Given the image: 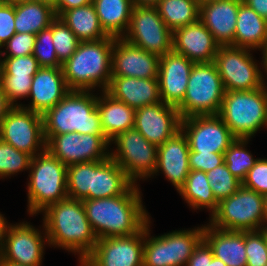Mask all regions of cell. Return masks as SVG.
<instances>
[{
	"label": "cell",
	"instance_id": "obj_45",
	"mask_svg": "<svg viewBox=\"0 0 267 266\" xmlns=\"http://www.w3.org/2000/svg\"><path fill=\"white\" fill-rule=\"evenodd\" d=\"M242 185L263 196L267 195V158H259L256 161L242 181Z\"/></svg>",
	"mask_w": 267,
	"mask_h": 266
},
{
	"label": "cell",
	"instance_id": "obj_13",
	"mask_svg": "<svg viewBox=\"0 0 267 266\" xmlns=\"http://www.w3.org/2000/svg\"><path fill=\"white\" fill-rule=\"evenodd\" d=\"M0 140L32 157L43 152L46 149L43 115L13 106L0 126Z\"/></svg>",
	"mask_w": 267,
	"mask_h": 266
},
{
	"label": "cell",
	"instance_id": "obj_31",
	"mask_svg": "<svg viewBox=\"0 0 267 266\" xmlns=\"http://www.w3.org/2000/svg\"><path fill=\"white\" fill-rule=\"evenodd\" d=\"M96 14L104 31L116 38L126 33L133 3L131 0H92Z\"/></svg>",
	"mask_w": 267,
	"mask_h": 266
},
{
	"label": "cell",
	"instance_id": "obj_22",
	"mask_svg": "<svg viewBox=\"0 0 267 266\" xmlns=\"http://www.w3.org/2000/svg\"><path fill=\"white\" fill-rule=\"evenodd\" d=\"M189 152L187 137L180 130L158 146L157 164L152 176L162 171L165 178L174 185L178 192L190 173Z\"/></svg>",
	"mask_w": 267,
	"mask_h": 266
},
{
	"label": "cell",
	"instance_id": "obj_29",
	"mask_svg": "<svg viewBox=\"0 0 267 266\" xmlns=\"http://www.w3.org/2000/svg\"><path fill=\"white\" fill-rule=\"evenodd\" d=\"M234 46L250 50L267 48V21L245 3L239 5Z\"/></svg>",
	"mask_w": 267,
	"mask_h": 266
},
{
	"label": "cell",
	"instance_id": "obj_59",
	"mask_svg": "<svg viewBox=\"0 0 267 266\" xmlns=\"http://www.w3.org/2000/svg\"><path fill=\"white\" fill-rule=\"evenodd\" d=\"M265 223H267V195L264 196Z\"/></svg>",
	"mask_w": 267,
	"mask_h": 266
},
{
	"label": "cell",
	"instance_id": "obj_34",
	"mask_svg": "<svg viewBox=\"0 0 267 266\" xmlns=\"http://www.w3.org/2000/svg\"><path fill=\"white\" fill-rule=\"evenodd\" d=\"M156 7L172 32L199 20L200 5L197 0H160Z\"/></svg>",
	"mask_w": 267,
	"mask_h": 266
},
{
	"label": "cell",
	"instance_id": "obj_38",
	"mask_svg": "<svg viewBox=\"0 0 267 266\" xmlns=\"http://www.w3.org/2000/svg\"><path fill=\"white\" fill-rule=\"evenodd\" d=\"M58 60L63 64L77 50L81 42L69 27L58 17L49 26Z\"/></svg>",
	"mask_w": 267,
	"mask_h": 266
},
{
	"label": "cell",
	"instance_id": "obj_51",
	"mask_svg": "<svg viewBox=\"0 0 267 266\" xmlns=\"http://www.w3.org/2000/svg\"><path fill=\"white\" fill-rule=\"evenodd\" d=\"M13 107V105L8 100L7 95L3 89V85L0 81V126L2 121L5 119L8 111Z\"/></svg>",
	"mask_w": 267,
	"mask_h": 266
},
{
	"label": "cell",
	"instance_id": "obj_43",
	"mask_svg": "<svg viewBox=\"0 0 267 266\" xmlns=\"http://www.w3.org/2000/svg\"><path fill=\"white\" fill-rule=\"evenodd\" d=\"M0 81L10 103L13 106H21L22 104H18L16 101L25 97H29L33 77L0 75Z\"/></svg>",
	"mask_w": 267,
	"mask_h": 266
},
{
	"label": "cell",
	"instance_id": "obj_23",
	"mask_svg": "<svg viewBox=\"0 0 267 266\" xmlns=\"http://www.w3.org/2000/svg\"><path fill=\"white\" fill-rule=\"evenodd\" d=\"M70 91L67 87L62 68L40 67L33 76L29 92L31 103L25 107L35 113L44 115L61 101Z\"/></svg>",
	"mask_w": 267,
	"mask_h": 266
},
{
	"label": "cell",
	"instance_id": "obj_21",
	"mask_svg": "<svg viewBox=\"0 0 267 266\" xmlns=\"http://www.w3.org/2000/svg\"><path fill=\"white\" fill-rule=\"evenodd\" d=\"M220 44L198 20L173 32V51L194 63L214 62Z\"/></svg>",
	"mask_w": 267,
	"mask_h": 266
},
{
	"label": "cell",
	"instance_id": "obj_25",
	"mask_svg": "<svg viewBox=\"0 0 267 266\" xmlns=\"http://www.w3.org/2000/svg\"><path fill=\"white\" fill-rule=\"evenodd\" d=\"M106 92L135 110L161 102L158 78L111 77Z\"/></svg>",
	"mask_w": 267,
	"mask_h": 266
},
{
	"label": "cell",
	"instance_id": "obj_32",
	"mask_svg": "<svg viewBox=\"0 0 267 266\" xmlns=\"http://www.w3.org/2000/svg\"><path fill=\"white\" fill-rule=\"evenodd\" d=\"M56 18L55 10L50 5L33 0L15 3L16 33L36 35L48 28Z\"/></svg>",
	"mask_w": 267,
	"mask_h": 266
},
{
	"label": "cell",
	"instance_id": "obj_26",
	"mask_svg": "<svg viewBox=\"0 0 267 266\" xmlns=\"http://www.w3.org/2000/svg\"><path fill=\"white\" fill-rule=\"evenodd\" d=\"M203 240L211 248L213 256L227 266H247L245 231H226L207 224Z\"/></svg>",
	"mask_w": 267,
	"mask_h": 266
},
{
	"label": "cell",
	"instance_id": "obj_41",
	"mask_svg": "<svg viewBox=\"0 0 267 266\" xmlns=\"http://www.w3.org/2000/svg\"><path fill=\"white\" fill-rule=\"evenodd\" d=\"M40 66L33 56L6 57L0 60V75L33 77Z\"/></svg>",
	"mask_w": 267,
	"mask_h": 266
},
{
	"label": "cell",
	"instance_id": "obj_6",
	"mask_svg": "<svg viewBox=\"0 0 267 266\" xmlns=\"http://www.w3.org/2000/svg\"><path fill=\"white\" fill-rule=\"evenodd\" d=\"M218 115L236 138H252L261 127L267 128V85L255 90L225 91Z\"/></svg>",
	"mask_w": 267,
	"mask_h": 266
},
{
	"label": "cell",
	"instance_id": "obj_8",
	"mask_svg": "<svg viewBox=\"0 0 267 266\" xmlns=\"http://www.w3.org/2000/svg\"><path fill=\"white\" fill-rule=\"evenodd\" d=\"M150 218L144 226L143 266H186L203 240L204 226L150 237Z\"/></svg>",
	"mask_w": 267,
	"mask_h": 266
},
{
	"label": "cell",
	"instance_id": "obj_46",
	"mask_svg": "<svg viewBox=\"0 0 267 266\" xmlns=\"http://www.w3.org/2000/svg\"><path fill=\"white\" fill-rule=\"evenodd\" d=\"M16 33L15 4H0V48Z\"/></svg>",
	"mask_w": 267,
	"mask_h": 266
},
{
	"label": "cell",
	"instance_id": "obj_61",
	"mask_svg": "<svg viewBox=\"0 0 267 266\" xmlns=\"http://www.w3.org/2000/svg\"><path fill=\"white\" fill-rule=\"evenodd\" d=\"M4 2H7V3H12V4H15V3H19V2H24L26 0H3Z\"/></svg>",
	"mask_w": 267,
	"mask_h": 266
},
{
	"label": "cell",
	"instance_id": "obj_57",
	"mask_svg": "<svg viewBox=\"0 0 267 266\" xmlns=\"http://www.w3.org/2000/svg\"><path fill=\"white\" fill-rule=\"evenodd\" d=\"M0 266H25V265H19L4 260H0Z\"/></svg>",
	"mask_w": 267,
	"mask_h": 266
},
{
	"label": "cell",
	"instance_id": "obj_44",
	"mask_svg": "<svg viewBox=\"0 0 267 266\" xmlns=\"http://www.w3.org/2000/svg\"><path fill=\"white\" fill-rule=\"evenodd\" d=\"M35 34L15 33L4 45L7 51H1L3 57H19L31 55L35 44Z\"/></svg>",
	"mask_w": 267,
	"mask_h": 266
},
{
	"label": "cell",
	"instance_id": "obj_19",
	"mask_svg": "<svg viewBox=\"0 0 267 266\" xmlns=\"http://www.w3.org/2000/svg\"><path fill=\"white\" fill-rule=\"evenodd\" d=\"M160 57L123 38H116L112 49V77L158 78Z\"/></svg>",
	"mask_w": 267,
	"mask_h": 266
},
{
	"label": "cell",
	"instance_id": "obj_37",
	"mask_svg": "<svg viewBox=\"0 0 267 266\" xmlns=\"http://www.w3.org/2000/svg\"><path fill=\"white\" fill-rule=\"evenodd\" d=\"M213 194L218 202L234 194L242 185L225 163L206 172Z\"/></svg>",
	"mask_w": 267,
	"mask_h": 266
},
{
	"label": "cell",
	"instance_id": "obj_1",
	"mask_svg": "<svg viewBox=\"0 0 267 266\" xmlns=\"http://www.w3.org/2000/svg\"><path fill=\"white\" fill-rule=\"evenodd\" d=\"M133 184L123 195L82 200L87 219L97 239L131 236L148 222L141 191Z\"/></svg>",
	"mask_w": 267,
	"mask_h": 266
},
{
	"label": "cell",
	"instance_id": "obj_9",
	"mask_svg": "<svg viewBox=\"0 0 267 266\" xmlns=\"http://www.w3.org/2000/svg\"><path fill=\"white\" fill-rule=\"evenodd\" d=\"M210 225L226 231H258L265 223L264 196L243 185L218 203Z\"/></svg>",
	"mask_w": 267,
	"mask_h": 266
},
{
	"label": "cell",
	"instance_id": "obj_48",
	"mask_svg": "<svg viewBox=\"0 0 267 266\" xmlns=\"http://www.w3.org/2000/svg\"><path fill=\"white\" fill-rule=\"evenodd\" d=\"M213 253L208 244L202 240L194 249L193 254L188 259L186 266H210Z\"/></svg>",
	"mask_w": 267,
	"mask_h": 266
},
{
	"label": "cell",
	"instance_id": "obj_33",
	"mask_svg": "<svg viewBox=\"0 0 267 266\" xmlns=\"http://www.w3.org/2000/svg\"><path fill=\"white\" fill-rule=\"evenodd\" d=\"M178 193L195 210L207 208L210 213L212 212V215L218 208L219 202L213 194L206 172L190 170L184 185L178 190Z\"/></svg>",
	"mask_w": 267,
	"mask_h": 266
},
{
	"label": "cell",
	"instance_id": "obj_55",
	"mask_svg": "<svg viewBox=\"0 0 267 266\" xmlns=\"http://www.w3.org/2000/svg\"><path fill=\"white\" fill-rule=\"evenodd\" d=\"M262 62L261 65H262V69H264V72L266 73L267 75V48L266 50L263 52V57H262Z\"/></svg>",
	"mask_w": 267,
	"mask_h": 266
},
{
	"label": "cell",
	"instance_id": "obj_10",
	"mask_svg": "<svg viewBox=\"0 0 267 266\" xmlns=\"http://www.w3.org/2000/svg\"><path fill=\"white\" fill-rule=\"evenodd\" d=\"M110 142L117 146L114 152H110V157L134 184L139 178L145 180L153 175L158 147L150 143L138 130L132 128L121 132Z\"/></svg>",
	"mask_w": 267,
	"mask_h": 266
},
{
	"label": "cell",
	"instance_id": "obj_5",
	"mask_svg": "<svg viewBox=\"0 0 267 266\" xmlns=\"http://www.w3.org/2000/svg\"><path fill=\"white\" fill-rule=\"evenodd\" d=\"M29 171L27 211L30 216L68 197L67 166L47 149L32 157Z\"/></svg>",
	"mask_w": 267,
	"mask_h": 266
},
{
	"label": "cell",
	"instance_id": "obj_12",
	"mask_svg": "<svg viewBox=\"0 0 267 266\" xmlns=\"http://www.w3.org/2000/svg\"><path fill=\"white\" fill-rule=\"evenodd\" d=\"M122 38L159 57L173 51V32L156 6H133L129 27Z\"/></svg>",
	"mask_w": 267,
	"mask_h": 266
},
{
	"label": "cell",
	"instance_id": "obj_56",
	"mask_svg": "<svg viewBox=\"0 0 267 266\" xmlns=\"http://www.w3.org/2000/svg\"><path fill=\"white\" fill-rule=\"evenodd\" d=\"M33 1H38L50 5L52 8H54L57 5V0H33Z\"/></svg>",
	"mask_w": 267,
	"mask_h": 266
},
{
	"label": "cell",
	"instance_id": "obj_28",
	"mask_svg": "<svg viewBox=\"0 0 267 266\" xmlns=\"http://www.w3.org/2000/svg\"><path fill=\"white\" fill-rule=\"evenodd\" d=\"M97 110L104 135L109 141L119 133L134 128L136 110L114 99L106 91L97 96Z\"/></svg>",
	"mask_w": 267,
	"mask_h": 266
},
{
	"label": "cell",
	"instance_id": "obj_14",
	"mask_svg": "<svg viewBox=\"0 0 267 266\" xmlns=\"http://www.w3.org/2000/svg\"><path fill=\"white\" fill-rule=\"evenodd\" d=\"M46 149L64 165L103 161L110 157L108 149L111 142L104 134L44 135ZM108 151V152H107Z\"/></svg>",
	"mask_w": 267,
	"mask_h": 266
},
{
	"label": "cell",
	"instance_id": "obj_2",
	"mask_svg": "<svg viewBox=\"0 0 267 266\" xmlns=\"http://www.w3.org/2000/svg\"><path fill=\"white\" fill-rule=\"evenodd\" d=\"M43 231L48 245L79 254V264L93 251L97 237L87 219L82 200L67 197L43 211Z\"/></svg>",
	"mask_w": 267,
	"mask_h": 266
},
{
	"label": "cell",
	"instance_id": "obj_27",
	"mask_svg": "<svg viewBox=\"0 0 267 266\" xmlns=\"http://www.w3.org/2000/svg\"><path fill=\"white\" fill-rule=\"evenodd\" d=\"M133 184L111 157L103 161H92V189L89 199L123 195Z\"/></svg>",
	"mask_w": 267,
	"mask_h": 266
},
{
	"label": "cell",
	"instance_id": "obj_3",
	"mask_svg": "<svg viewBox=\"0 0 267 266\" xmlns=\"http://www.w3.org/2000/svg\"><path fill=\"white\" fill-rule=\"evenodd\" d=\"M116 37L96 41H81L77 50L62 64V71L70 90L92 91L95 87L106 91L112 77V49Z\"/></svg>",
	"mask_w": 267,
	"mask_h": 266
},
{
	"label": "cell",
	"instance_id": "obj_39",
	"mask_svg": "<svg viewBox=\"0 0 267 266\" xmlns=\"http://www.w3.org/2000/svg\"><path fill=\"white\" fill-rule=\"evenodd\" d=\"M32 156L0 140V179L29 170Z\"/></svg>",
	"mask_w": 267,
	"mask_h": 266
},
{
	"label": "cell",
	"instance_id": "obj_40",
	"mask_svg": "<svg viewBox=\"0 0 267 266\" xmlns=\"http://www.w3.org/2000/svg\"><path fill=\"white\" fill-rule=\"evenodd\" d=\"M32 54L40 67H62V63L58 60L56 55L52 40V29L50 27L45 28L36 34Z\"/></svg>",
	"mask_w": 267,
	"mask_h": 266
},
{
	"label": "cell",
	"instance_id": "obj_16",
	"mask_svg": "<svg viewBox=\"0 0 267 266\" xmlns=\"http://www.w3.org/2000/svg\"><path fill=\"white\" fill-rule=\"evenodd\" d=\"M144 227L131 236L100 238L80 266H143Z\"/></svg>",
	"mask_w": 267,
	"mask_h": 266
},
{
	"label": "cell",
	"instance_id": "obj_53",
	"mask_svg": "<svg viewBox=\"0 0 267 266\" xmlns=\"http://www.w3.org/2000/svg\"><path fill=\"white\" fill-rule=\"evenodd\" d=\"M133 6H156L160 0H131Z\"/></svg>",
	"mask_w": 267,
	"mask_h": 266
},
{
	"label": "cell",
	"instance_id": "obj_54",
	"mask_svg": "<svg viewBox=\"0 0 267 266\" xmlns=\"http://www.w3.org/2000/svg\"><path fill=\"white\" fill-rule=\"evenodd\" d=\"M210 266H227L223 261L213 256Z\"/></svg>",
	"mask_w": 267,
	"mask_h": 266
},
{
	"label": "cell",
	"instance_id": "obj_50",
	"mask_svg": "<svg viewBox=\"0 0 267 266\" xmlns=\"http://www.w3.org/2000/svg\"><path fill=\"white\" fill-rule=\"evenodd\" d=\"M243 3L267 21V0H243Z\"/></svg>",
	"mask_w": 267,
	"mask_h": 266
},
{
	"label": "cell",
	"instance_id": "obj_18",
	"mask_svg": "<svg viewBox=\"0 0 267 266\" xmlns=\"http://www.w3.org/2000/svg\"><path fill=\"white\" fill-rule=\"evenodd\" d=\"M134 128L157 147L181 130L176 106L158 102L136 109Z\"/></svg>",
	"mask_w": 267,
	"mask_h": 266
},
{
	"label": "cell",
	"instance_id": "obj_52",
	"mask_svg": "<svg viewBox=\"0 0 267 266\" xmlns=\"http://www.w3.org/2000/svg\"><path fill=\"white\" fill-rule=\"evenodd\" d=\"M8 223L6 221V218L0 213V250L3 246L6 230L8 228Z\"/></svg>",
	"mask_w": 267,
	"mask_h": 266
},
{
	"label": "cell",
	"instance_id": "obj_11",
	"mask_svg": "<svg viewBox=\"0 0 267 266\" xmlns=\"http://www.w3.org/2000/svg\"><path fill=\"white\" fill-rule=\"evenodd\" d=\"M250 49L220 45L214 63L225 91H247L263 87V72L254 61Z\"/></svg>",
	"mask_w": 267,
	"mask_h": 266
},
{
	"label": "cell",
	"instance_id": "obj_20",
	"mask_svg": "<svg viewBox=\"0 0 267 266\" xmlns=\"http://www.w3.org/2000/svg\"><path fill=\"white\" fill-rule=\"evenodd\" d=\"M194 62L171 51L160 57L158 83L163 103L178 106L184 99Z\"/></svg>",
	"mask_w": 267,
	"mask_h": 266
},
{
	"label": "cell",
	"instance_id": "obj_4",
	"mask_svg": "<svg viewBox=\"0 0 267 266\" xmlns=\"http://www.w3.org/2000/svg\"><path fill=\"white\" fill-rule=\"evenodd\" d=\"M44 135L104 134L97 95L91 91L70 90L54 107L43 115Z\"/></svg>",
	"mask_w": 267,
	"mask_h": 266
},
{
	"label": "cell",
	"instance_id": "obj_7",
	"mask_svg": "<svg viewBox=\"0 0 267 266\" xmlns=\"http://www.w3.org/2000/svg\"><path fill=\"white\" fill-rule=\"evenodd\" d=\"M225 88L214 62L194 63L183 101L176 107L181 119L219 114Z\"/></svg>",
	"mask_w": 267,
	"mask_h": 266
},
{
	"label": "cell",
	"instance_id": "obj_24",
	"mask_svg": "<svg viewBox=\"0 0 267 266\" xmlns=\"http://www.w3.org/2000/svg\"><path fill=\"white\" fill-rule=\"evenodd\" d=\"M243 0H220L200 5L199 20L220 45L234 46L237 13Z\"/></svg>",
	"mask_w": 267,
	"mask_h": 266
},
{
	"label": "cell",
	"instance_id": "obj_42",
	"mask_svg": "<svg viewBox=\"0 0 267 266\" xmlns=\"http://www.w3.org/2000/svg\"><path fill=\"white\" fill-rule=\"evenodd\" d=\"M247 266L267 265V243L260 230L245 231Z\"/></svg>",
	"mask_w": 267,
	"mask_h": 266
},
{
	"label": "cell",
	"instance_id": "obj_17",
	"mask_svg": "<svg viewBox=\"0 0 267 266\" xmlns=\"http://www.w3.org/2000/svg\"><path fill=\"white\" fill-rule=\"evenodd\" d=\"M44 242L49 243L46 231L41 233L29 222L9 224L0 250V260L25 266H41Z\"/></svg>",
	"mask_w": 267,
	"mask_h": 266
},
{
	"label": "cell",
	"instance_id": "obj_49",
	"mask_svg": "<svg viewBox=\"0 0 267 266\" xmlns=\"http://www.w3.org/2000/svg\"><path fill=\"white\" fill-rule=\"evenodd\" d=\"M92 3V0H57V5L54 7L56 16L59 17L65 10L82 7Z\"/></svg>",
	"mask_w": 267,
	"mask_h": 266
},
{
	"label": "cell",
	"instance_id": "obj_35",
	"mask_svg": "<svg viewBox=\"0 0 267 266\" xmlns=\"http://www.w3.org/2000/svg\"><path fill=\"white\" fill-rule=\"evenodd\" d=\"M248 141L249 138H236L224 152V163L228 170L241 182L258 160L245 148Z\"/></svg>",
	"mask_w": 267,
	"mask_h": 266
},
{
	"label": "cell",
	"instance_id": "obj_15",
	"mask_svg": "<svg viewBox=\"0 0 267 266\" xmlns=\"http://www.w3.org/2000/svg\"><path fill=\"white\" fill-rule=\"evenodd\" d=\"M181 130L190 151L197 153H224L236 139L218 114L181 119Z\"/></svg>",
	"mask_w": 267,
	"mask_h": 266
},
{
	"label": "cell",
	"instance_id": "obj_36",
	"mask_svg": "<svg viewBox=\"0 0 267 266\" xmlns=\"http://www.w3.org/2000/svg\"><path fill=\"white\" fill-rule=\"evenodd\" d=\"M92 189V162L76 163L67 166L68 197L88 200Z\"/></svg>",
	"mask_w": 267,
	"mask_h": 266
},
{
	"label": "cell",
	"instance_id": "obj_58",
	"mask_svg": "<svg viewBox=\"0 0 267 266\" xmlns=\"http://www.w3.org/2000/svg\"><path fill=\"white\" fill-rule=\"evenodd\" d=\"M266 224V225H265ZM260 231L265 237L266 243H267V223H264L262 227L260 228Z\"/></svg>",
	"mask_w": 267,
	"mask_h": 266
},
{
	"label": "cell",
	"instance_id": "obj_60",
	"mask_svg": "<svg viewBox=\"0 0 267 266\" xmlns=\"http://www.w3.org/2000/svg\"><path fill=\"white\" fill-rule=\"evenodd\" d=\"M199 2V5L214 2V1H220V0H197Z\"/></svg>",
	"mask_w": 267,
	"mask_h": 266
},
{
	"label": "cell",
	"instance_id": "obj_47",
	"mask_svg": "<svg viewBox=\"0 0 267 266\" xmlns=\"http://www.w3.org/2000/svg\"><path fill=\"white\" fill-rule=\"evenodd\" d=\"M190 170L208 172L224 163V153L189 152Z\"/></svg>",
	"mask_w": 267,
	"mask_h": 266
},
{
	"label": "cell",
	"instance_id": "obj_30",
	"mask_svg": "<svg viewBox=\"0 0 267 266\" xmlns=\"http://www.w3.org/2000/svg\"><path fill=\"white\" fill-rule=\"evenodd\" d=\"M80 41L109 37L102 28L93 3L65 10L59 17Z\"/></svg>",
	"mask_w": 267,
	"mask_h": 266
}]
</instances>
